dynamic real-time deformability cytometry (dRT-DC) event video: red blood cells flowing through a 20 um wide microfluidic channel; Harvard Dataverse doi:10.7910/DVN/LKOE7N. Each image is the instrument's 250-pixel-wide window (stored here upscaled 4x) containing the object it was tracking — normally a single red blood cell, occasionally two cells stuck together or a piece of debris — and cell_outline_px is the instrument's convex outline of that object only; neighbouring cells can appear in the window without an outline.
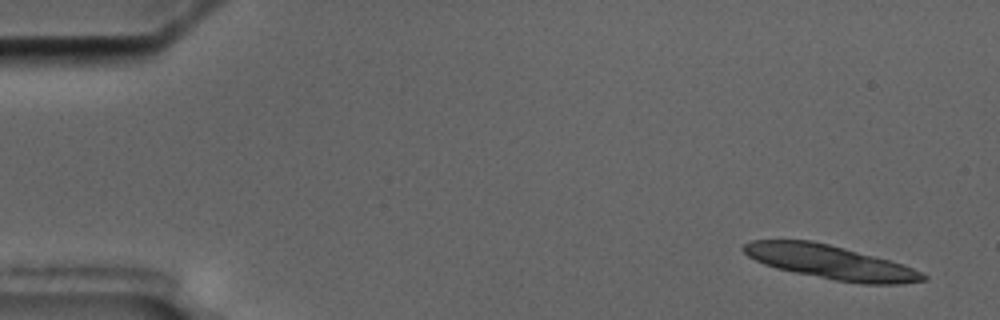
{"species": "common noctule bat (a hibernating species)", "species_latin": "Nyctalus noctula", "temperature_condition": "cold", "stored_images_in_passage": 4, "camera_frame_rate_fps": 3000, "um_per_image_px": 0.085, "animal": {"sex": "male", "body_mass_g": 17.5, "forearm_length_mm": 52.3}, "frame": {"image": 1, "passage_image": 1, "time_ms": 0.0, "image_size_px": [1000, 320], "cell_outline_px": [[928, 280], [900, 284], [864, 284], [836, 280], [776, 268], [764, 264], [748, 256], [740, 248], [744, 244], [752, 240], [812, 240], [844, 248], [904, 264], [928, 276]], "centroid_in_image_um": [70.59, 22.28], "position_along_channel_um": 14.4, "area_um2": 35.08}}